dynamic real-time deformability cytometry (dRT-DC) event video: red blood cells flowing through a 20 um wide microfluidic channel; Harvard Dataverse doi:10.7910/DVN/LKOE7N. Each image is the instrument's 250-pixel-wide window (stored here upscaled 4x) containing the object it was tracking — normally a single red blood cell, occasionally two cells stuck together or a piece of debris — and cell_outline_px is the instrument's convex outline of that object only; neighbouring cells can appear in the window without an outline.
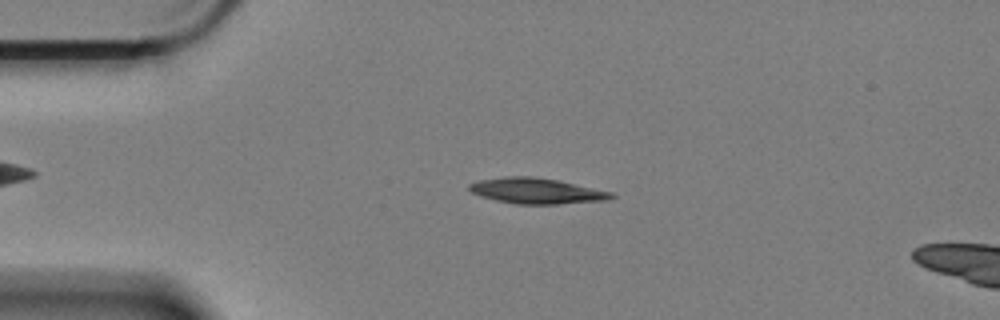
{"species": "Egyptian fruit bat (a non-hibernating species)", "species_latin": "Rousettus aegyptiacus", "temperature_condition": "cold", "stored_images_in_passage": 17, "camera_frame_rate_fps": 3000, "um_per_image_px": 0.085, "animal": {"sex": "female"}, "frame": {"image": 1, "passage_image": 12, "time_ms": 3.667, "image_size_px": [1000, 320], "cell_outline_px": [[616, 196], [608, 200], [556, 204], [516, 204], [496, 200], [480, 196], [472, 192], [468, 188], [468, 184], [480, 180], [504, 176], [532, 176], [560, 180], [612, 192]], "centroid_in_image_um": [45.61, 16.22], "position_along_channel_um": 39.4, "area_um2": 21.33}}